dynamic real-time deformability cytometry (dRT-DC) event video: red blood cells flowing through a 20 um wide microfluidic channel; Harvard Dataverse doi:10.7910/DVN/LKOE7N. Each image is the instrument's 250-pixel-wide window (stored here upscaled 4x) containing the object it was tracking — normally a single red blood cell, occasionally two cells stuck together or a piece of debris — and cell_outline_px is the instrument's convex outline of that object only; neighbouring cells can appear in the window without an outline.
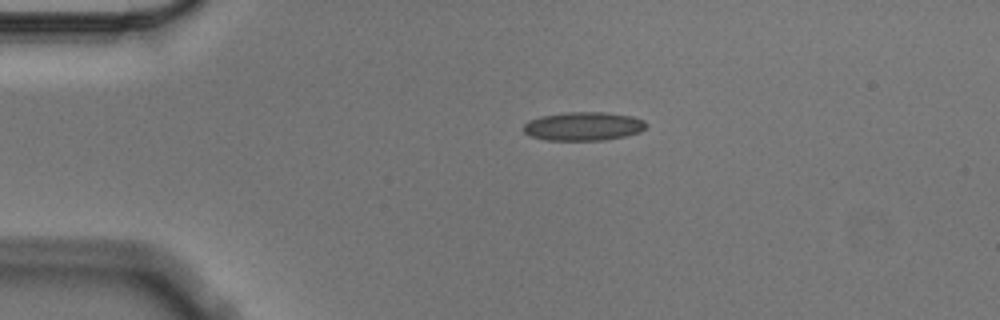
{"species": "Egyptian fruit bat (a non-hibernating species)", "species_latin": "Rousettus aegyptiacus", "temperature_condition": "cold", "stored_images_in_passage": 45, "camera_frame_rate_fps": 3000, "um_per_image_px": 0.085, "animal": {"sex": "male"}, "frame": {"image": 1, "passage_image": 1, "time_ms": 0.0, "image_size_px": [1000, 320], "cell_outline_px": [[648, 124], [640, 132], [624, 136], [604, 140], [548, 140], [532, 136], [524, 132], [520, 128], [528, 120], [540, 116], [564, 112], [604, 112], [632, 116], [644, 120]], "centroid_in_image_um": [49.56, 10.72], "position_along_channel_um": 35.4, "area_um2": 20.58}}
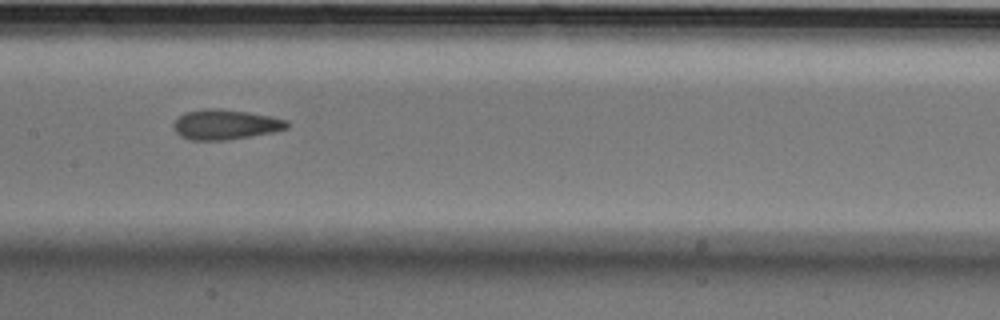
{"frame": {"image": 2, "passage_image": 17, "time_ms": 5.333, "image_size_px": [1000, 320], "cell_outline_px": [[288, 128], [272, 132], [252, 136], [228, 140], [188, 140], [180, 136], [176, 132], [172, 124], [184, 112], [204, 108], [216, 108], [248, 112], [272, 116], [288, 120]], "centroid_in_image_um": [19.15, 10.58], "position_along_channel_um": 188.3, "area_um2": 20.0}}
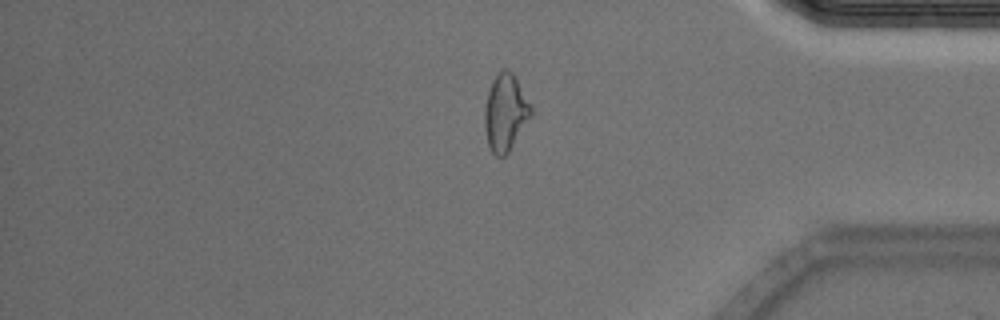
{"frame": {"image": 3, "passage_image": 36, "time_ms": 11.667, "image_size_px": [1000, 320], "cell_outline_px": [[532, 116], [508, 152], [504, 156], [496, 156], [492, 152], [488, 144], [484, 128], [484, 108], [488, 92], [492, 80], [496, 72], [504, 68], [508, 68], [516, 76], [532, 108]], "centroid_in_image_um": [42.95, 9.52], "position_along_channel_um": 392.2, "area_um2": 20.98}, "authors_computed_cell_mechanics": {"area_um2": 19.941, "velocity_mm_per_s": 3.5615, "shape_relaxation_time_tau1_ms": 7.7913, "shape_relaxation_time_tau2_ms": 1.5092, "deformation_change_tau1": 0.1731, "deformation_change_tau2": 0.0875}}